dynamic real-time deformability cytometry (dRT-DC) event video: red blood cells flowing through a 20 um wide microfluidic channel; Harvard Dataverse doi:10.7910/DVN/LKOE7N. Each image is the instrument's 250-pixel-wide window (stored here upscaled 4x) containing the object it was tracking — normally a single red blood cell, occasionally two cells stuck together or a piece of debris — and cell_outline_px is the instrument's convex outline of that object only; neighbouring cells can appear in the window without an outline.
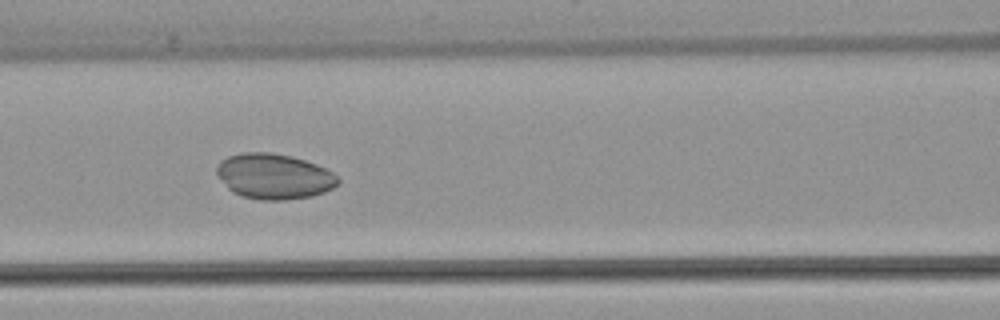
{"species": "common noctule bat (a hibernating species)", "species_latin": "Nyctalus noctula", "temperature_condition": "warm", "stored_images_in_passage": 53, "camera_frame_rate_fps": 3000, "um_per_image_px": 0.085, "animal": {"sex": "female", "body_mass_g": 22.7, "forearm_length_mm": 54.2}, "frame": {"image": 1, "passage_image": 23, "time_ms": 7.333, "image_size_px": [1000, 320], "cell_outline_px": [[340, 184], [324, 192], [312, 196], [284, 200], [260, 200], [240, 196], [232, 192], [216, 176], [216, 164], [220, 160], [228, 156], [240, 152], [272, 152], [292, 156], [316, 164], [332, 172], [340, 180]], "centroid_in_image_um": [23.25, 14.98], "position_along_channel_um": 143.3, "area_um2": 32.48}}
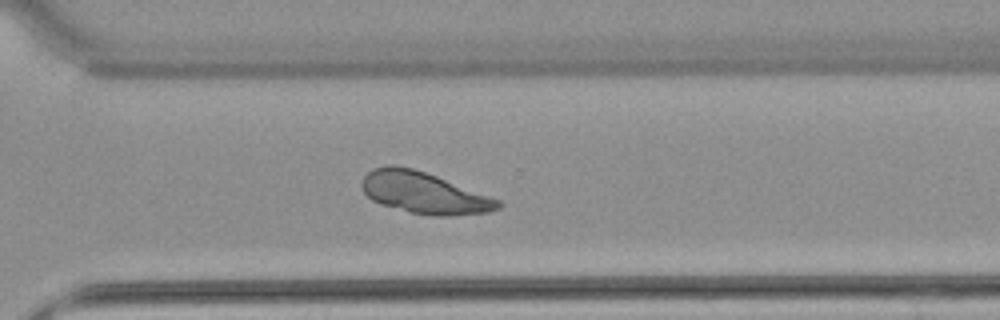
{"frame": {"image": 2, "passage_image": 38, "time_ms": 12.333, "image_size_px": [1000, 320], "cell_outline_px": [[504, 204], [500, 208], [488, 212], [448, 216], [432, 216], [408, 212], [380, 204], [372, 200], [360, 188], [360, 180], [372, 168], [388, 164], [392, 164], [412, 168], [436, 176], [500, 200]], "centroid_in_image_um": [35.99, 16.39], "position_along_channel_um": 334.6, "area_um2": 33.06}}